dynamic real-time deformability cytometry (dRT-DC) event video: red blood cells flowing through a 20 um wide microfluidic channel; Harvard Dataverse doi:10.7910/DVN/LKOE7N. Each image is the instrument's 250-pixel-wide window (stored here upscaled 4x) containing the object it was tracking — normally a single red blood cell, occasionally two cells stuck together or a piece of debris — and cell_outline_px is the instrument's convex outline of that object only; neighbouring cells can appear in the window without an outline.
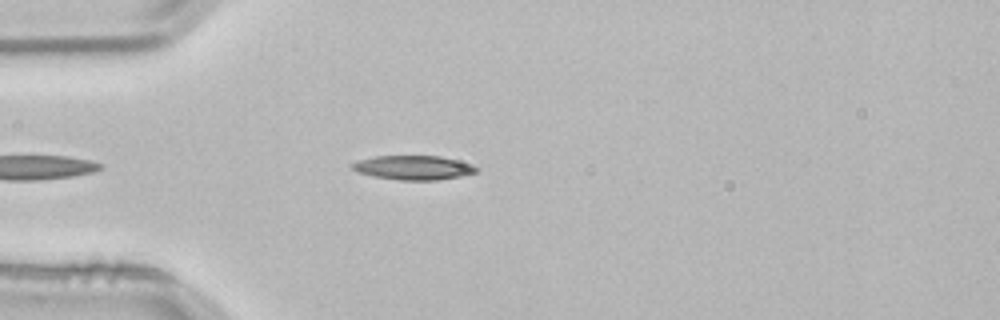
{"species": "common noctule bat (a hibernating species)", "species_latin": "Nyctalus noctula", "temperature_condition": "room temperature", "stored_images_in_passage": 2, "camera_frame_rate_fps": 3000, "um_per_image_px": 0.085, "animal": {"sex": "male", "body_mass_g": 21.5, "forearm_length_mm": 52.0}, "frame": {"image": 1, "passage_image": 2, "time_ms": 0.333, "image_size_px": [1000, 320], "cell_outline_px": [[476, 172], [460, 176], [436, 180], [400, 180], [376, 176], [356, 172], [352, 168], [352, 164], [360, 160], [376, 156], [440, 156], [456, 160], [476, 168]], "centroid_in_image_um": [35.09, 14.25], "position_along_channel_um": 49.9, "area_um2": 16.99}}